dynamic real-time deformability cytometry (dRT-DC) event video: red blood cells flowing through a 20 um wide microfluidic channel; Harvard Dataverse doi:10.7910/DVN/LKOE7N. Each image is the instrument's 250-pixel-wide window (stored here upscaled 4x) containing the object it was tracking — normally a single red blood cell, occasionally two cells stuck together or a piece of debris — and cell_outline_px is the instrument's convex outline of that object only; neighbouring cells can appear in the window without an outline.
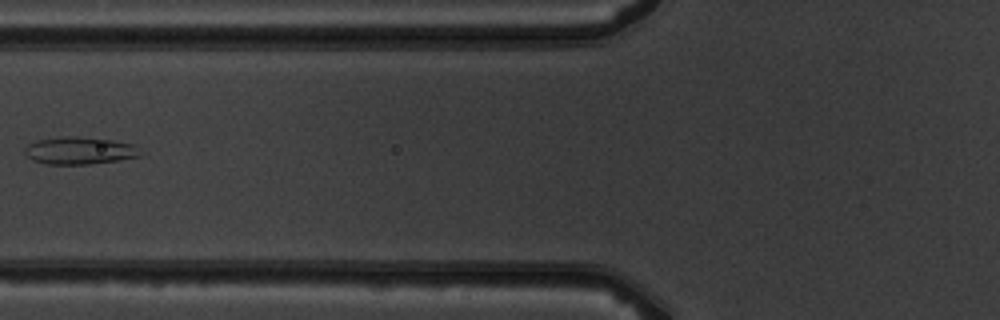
{"species": "common noctule bat (a hibernating species)", "species_latin": "Nyctalus noctula", "temperature_condition": "warm", "stored_images_in_passage": 4, "camera_frame_rate_fps": 3000, "um_per_image_px": 0.085, "animal": {"sex": "male", "body_mass_g": 19.5, "forearm_length_mm": 54.6}, "frame": {"image": 1, "passage_image": 4, "time_ms": 3.333, "image_size_px": [1000, 320], "cell_outline_px": [[140, 156], [116, 160], [88, 164], [48, 164], [32, 160], [24, 152], [24, 148], [28, 144], [36, 140], [64, 136], [76, 136], [112, 140], [136, 144]], "centroid_in_image_um": [6.73, 12.79], "position_along_channel_um": 119.1, "area_um2": 18.32}}